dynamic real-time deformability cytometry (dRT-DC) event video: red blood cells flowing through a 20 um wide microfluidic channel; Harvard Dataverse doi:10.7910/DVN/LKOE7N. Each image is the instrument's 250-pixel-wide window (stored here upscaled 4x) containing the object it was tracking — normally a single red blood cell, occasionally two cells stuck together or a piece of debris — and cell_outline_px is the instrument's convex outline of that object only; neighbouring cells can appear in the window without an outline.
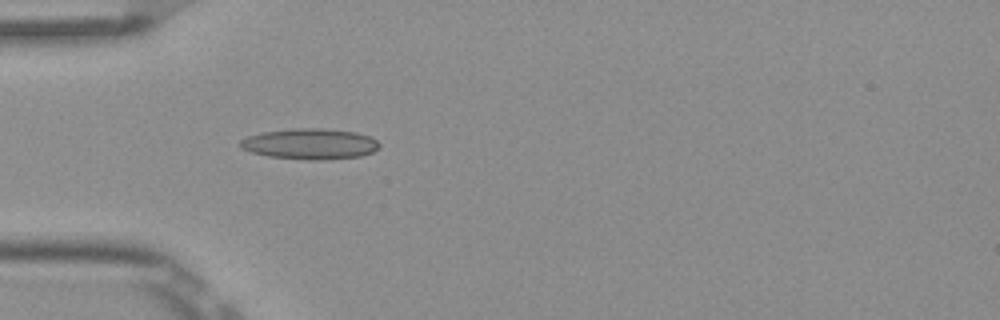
{"species": "Egyptian fruit bat (a non-hibernating species)", "species_latin": "Rousettus aegyptiacus", "temperature_condition": "room temperature", "stored_images_in_passage": 1, "camera_frame_rate_fps": 3000, "um_per_image_px": 0.085, "frame": {"image": 1, "passage_image": 1, "time_ms": 0.0, "image_size_px": [1000, 320], "cell_outline_px": [[380, 144], [372, 152], [360, 156], [320, 160], [308, 160], [268, 156], [252, 152], [240, 148], [240, 140], [248, 136], [260, 132], [292, 128], [324, 128], [356, 132], [368, 136], [376, 140]], "centroid_in_image_um": [26.31, 12.22], "position_along_channel_um": 58.7, "area_um2": 24.91}}